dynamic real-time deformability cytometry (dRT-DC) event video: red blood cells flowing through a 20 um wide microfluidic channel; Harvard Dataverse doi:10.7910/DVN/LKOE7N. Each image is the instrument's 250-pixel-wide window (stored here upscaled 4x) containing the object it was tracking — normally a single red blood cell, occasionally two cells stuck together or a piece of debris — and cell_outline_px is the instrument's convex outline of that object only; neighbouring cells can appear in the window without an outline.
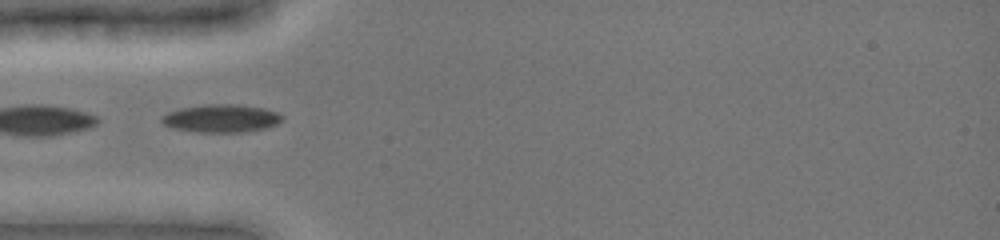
{"species": "common noctule bat (a hibernating species)", "species_latin": "Nyctalus noctula", "temperature_condition": "cold", "stored_images_in_passage": 4, "camera_frame_rate_fps": 3000, "um_per_image_px": 0.085, "animal": {"sex": "female", "body_mass_g": 19.0, "forearm_length_mm": 51.5}, "frame": {"image": 1, "passage_image": 2, "time_ms": 0.333, "image_size_px": [1000, 240], "cell_outline_px": [[284, 120], [276, 124], [264, 128], [244, 132], [196, 132], [172, 128], [164, 124], [160, 120], [160, 116], [168, 112], [180, 108], [204, 104], [236, 104], [264, 108], [276, 112], [284, 116]], "centroid_in_image_um": [18.78, 10.06], "position_along_channel_um": 66.2, "area_um2": 19.77}}